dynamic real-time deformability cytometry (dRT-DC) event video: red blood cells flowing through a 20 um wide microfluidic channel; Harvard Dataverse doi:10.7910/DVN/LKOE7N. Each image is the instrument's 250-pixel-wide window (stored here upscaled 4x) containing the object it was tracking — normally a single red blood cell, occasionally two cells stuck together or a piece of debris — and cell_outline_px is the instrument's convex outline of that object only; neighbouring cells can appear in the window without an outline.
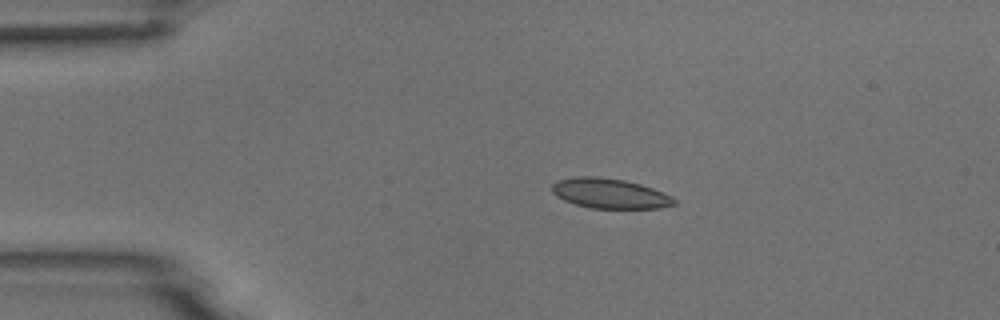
{"species": "common noctule bat (a hibernating species)", "species_latin": "Nyctalus noctula", "temperature_condition": "room temperature", "stored_images_in_passage": 6, "camera_frame_rate_fps": 3000, "um_per_image_px": 0.085, "animal": {"sex": "male", "body_mass_g": 18.8}, "frame": {"image": 1, "passage_image": 3, "time_ms": 2.333, "image_size_px": [1000, 320], "cell_outline_px": [[676, 204], [660, 208], [588, 208], [564, 200], [556, 196], [552, 192], [552, 184], [560, 180], [576, 176], [596, 176], [624, 180], [640, 184], [652, 188], [672, 196], [676, 200]], "centroid_in_image_um": [51.83, 16.44], "position_along_channel_um": 33.2, "area_um2": 21.27}}